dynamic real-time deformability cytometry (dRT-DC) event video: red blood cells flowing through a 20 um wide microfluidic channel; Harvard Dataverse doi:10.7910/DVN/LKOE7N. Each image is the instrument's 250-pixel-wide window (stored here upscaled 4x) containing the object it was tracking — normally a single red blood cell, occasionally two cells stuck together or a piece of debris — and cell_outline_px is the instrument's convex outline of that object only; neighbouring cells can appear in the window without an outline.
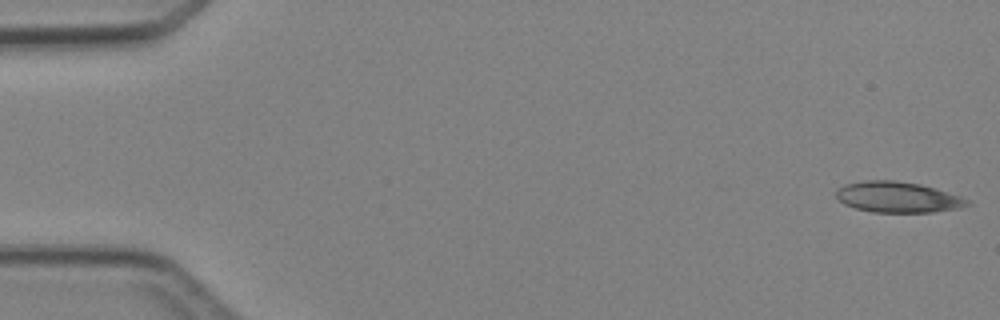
{"species": "Egyptian fruit bat (a non-hibernating species)", "species_latin": "Rousettus aegyptiacus", "temperature_condition": "cold", "stored_images_in_passage": 5, "camera_frame_rate_fps": 3000, "um_per_image_px": 0.085, "animal": {"sex": "female"}, "frame": {"image": 1, "passage_image": 1, "time_ms": 0.0, "image_size_px": [1000, 320], "cell_outline_px": [[972, 204], [960, 208], [932, 212], [872, 212], [856, 208], [844, 204], [836, 196], [836, 192], [844, 184], [864, 180], [896, 180], [920, 184], [960, 196], [968, 200]], "centroid_in_image_um": [76.31, 16.75], "position_along_channel_um": 8.7, "area_um2": 23.41}}
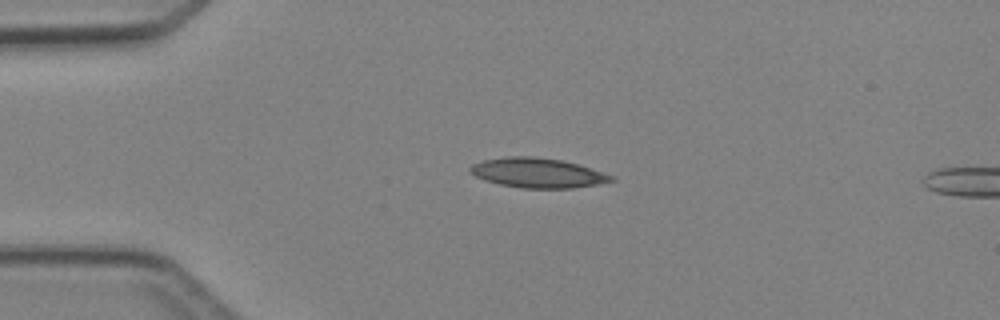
{"frame": {"image": 2, "passage_image": 4, "time_ms": 3.333, "image_size_px": [1000, 320], "cell_outline_px": [[616, 180], [596, 184], [572, 188], [520, 188], [500, 184], [484, 180], [468, 172], [468, 168], [472, 164], [484, 160], [508, 156], [536, 156], [560, 160], [576, 164], [616, 176]], "centroid_in_image_um": [45.67, 14.69], "position_along_channel_um": 39.3, "area_um2": 24.39}}